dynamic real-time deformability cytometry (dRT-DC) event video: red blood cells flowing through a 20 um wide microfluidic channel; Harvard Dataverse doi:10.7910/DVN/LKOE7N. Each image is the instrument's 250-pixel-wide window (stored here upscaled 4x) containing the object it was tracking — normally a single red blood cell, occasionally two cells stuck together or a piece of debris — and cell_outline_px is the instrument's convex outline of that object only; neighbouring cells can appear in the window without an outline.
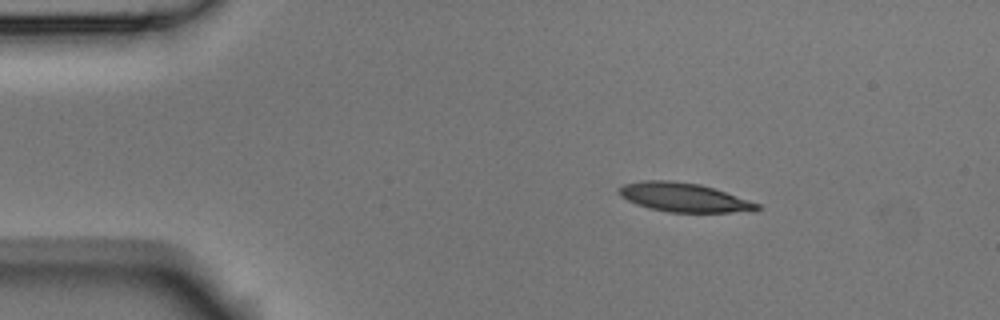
{"species": "Egyptian fruit bat (a non-hibernating species)", "species_latin": "Rousettus aegyptiacus", "temperature_condition": "room temperature", "stored_images_in_passage": 3, "camera_frame_rate_fps": 3000, "um_per_image_px": 0.085, "animal": {"sex": "male"}, "frame": {"image": 1, "passage_image": 2, "time_ms": 0.333, "image_size_px": [1000, 320], "cell_outline_px": [[760, 208], [732, 212], [668, 212], [648, 208], [636, 204], [620, 196], [616, 188], [624, 184], [644, 180], [668, 180], [700, 184], [760, 204]], "centroid_in_image_um": [58.02, 16.77], "position_along_channel_um": 27.0, "area_um2": 22.95}}